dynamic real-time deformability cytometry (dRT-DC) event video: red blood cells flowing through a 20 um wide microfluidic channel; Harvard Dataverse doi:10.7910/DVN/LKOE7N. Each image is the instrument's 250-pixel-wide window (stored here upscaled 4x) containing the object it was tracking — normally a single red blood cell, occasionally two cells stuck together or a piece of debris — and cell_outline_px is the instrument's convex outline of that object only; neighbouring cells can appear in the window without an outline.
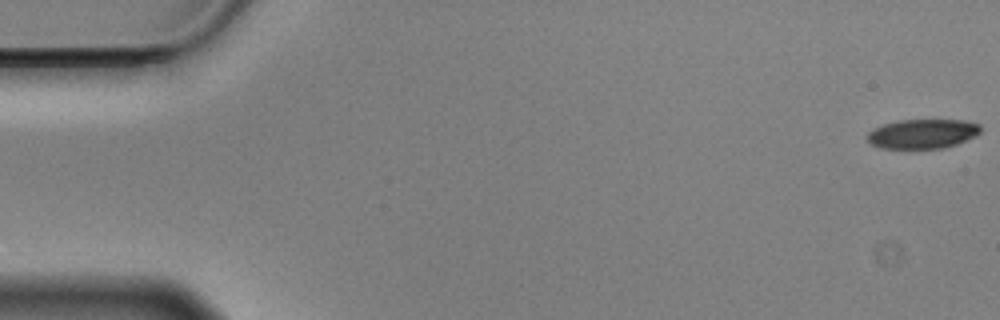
{"species": "Egyptian fruit bat (a non-hibernating species)", "species_latin": "Rousettus aegyptiacus", "temperature_condition": "cold", "stored_images_in_passage": 57, "camera_frame_rate_fps": 3000, "um_per_image_px": 0.085, "animal": {"sex": "male"}, "frame": {"image": 1, "passage_image": 1, "time_ms": 0.0, "image_size_px": [1000, 320], "cell_outline_px": [[980, 132], [976, 136], [956, 144], [944, 148], [908, 152], [880, 148], [872, 144], [864, 136], [872, 128], [884, 124], [900, 120], [964, 120], [980, 124]], "centroid_in_image_um": [78.35, 11.43], "position_along_channel_um": 6.6, "area_um2": 20.4}}
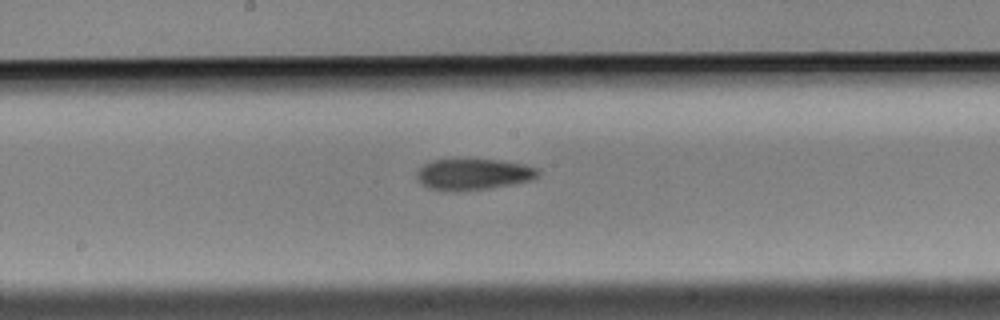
{"frame": {"image": 2, "passage_image": 30, "time_ms": 9.667, "image_size_px": [1000, 320], "cell_outline_px": [[540, 172], [532, 180], [512, 184], [488, 188], [456, 192], [452, 192], [428, 188], [420, 184], [416, 180], [416, 172], [424, 164], [432, 160], [496, 160], [524, 164], [540, 168]], "centroid_in_image_um": [40.2, 14.83], "position_along_channel_um": 208.0, "area_um2": 22.14}}
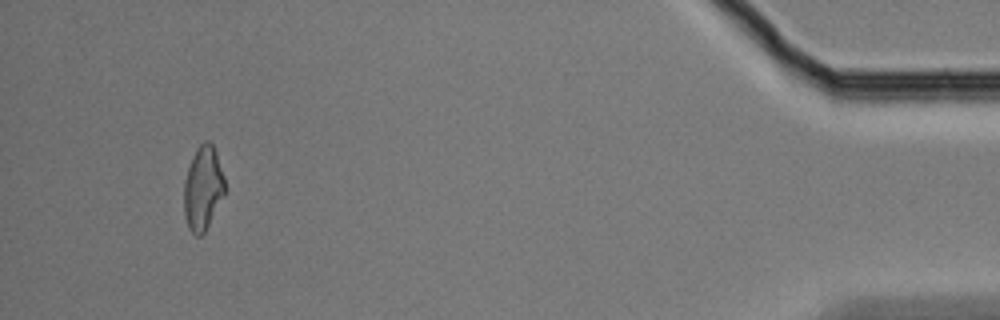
{"frame": {"image": 3, "passage_image": 54, "time_ms": 17.667, "image_size_px": [1000, 320], "cell_outline_px": [[224, 196], [204, 232], [200, 236], [196, 236], [188, 228], [184, 216], [184, 180], [192, 156], [196, 148], [204, 140], [208, 140], [212, 144], [216, 152], [224, 176]], "centroid_in_image_um": [17.24, 15.98], "position_along_channel_um": 418.0, "area_um2": 20.0}, "authors_computed_cell_mechanics": {"area_um2": 21.2126, "velocity_mm_per_s": 3.5264, "shape_relaxation_time_tau1_ms": null, "shape_relaxation_time_tau2_ms": 10.2484, "deformation_change_tau1": null, "deformation_change_tau2": 0.2035}}